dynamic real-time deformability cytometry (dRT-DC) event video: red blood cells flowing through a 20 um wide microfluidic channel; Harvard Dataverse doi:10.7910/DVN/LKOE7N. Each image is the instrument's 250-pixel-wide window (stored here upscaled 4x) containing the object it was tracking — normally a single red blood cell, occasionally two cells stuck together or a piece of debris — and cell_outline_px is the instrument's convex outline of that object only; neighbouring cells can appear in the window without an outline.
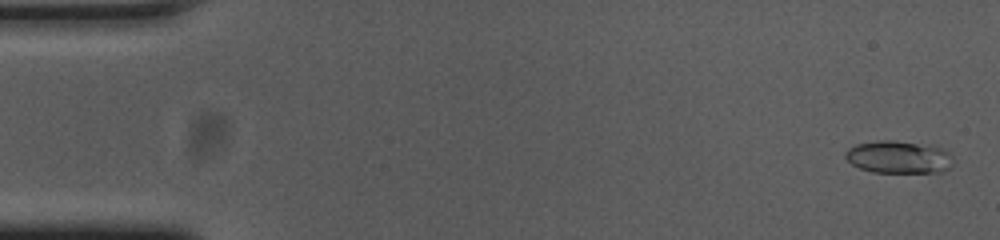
{"species": "common noctule bat (a hibernating species)", "species_latin": "Nyctalus noctula", "temperature_condition": "cold", "stored_images_in_passage": 54, "camera_frame_rate_fps": 3000, "um_per_image_px": 0.085, "animal": {"sex": "female", "body_mass_g": 23.0, "forearm_length_mm": 53.4}, "frame": {"image": 1, "passage_image": 2, "time_ms": 0.333, "image_size_px": [1000, 240], "cell_outline_px": [[952, 164], [948, 168], [940, 172], [872, 172], [860, 168], [852, 164], [844, 156], [844, 152], [848, 148], [856, 144], [876, 140], [892, 140], [932, 144], [944, 148], [952, 156]], "centroid_in_image_um": [76.39, 13.33], "position_along_channel_um": 8.6, "area_um2": 20.75}}
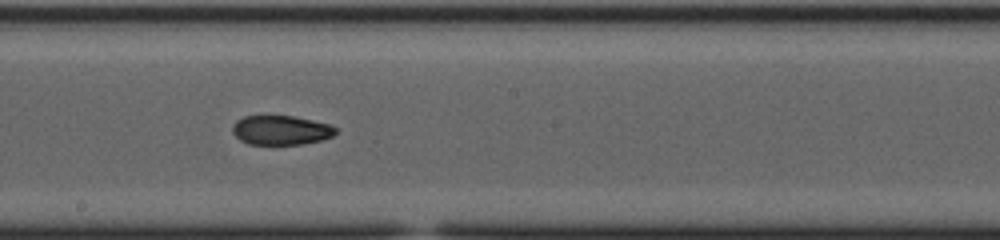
{"frame": {"image": 2, "passage_image": 30, "time_ms": 9.667, "image_size_px": [1000, 240], "cell_outline_px": [[336, 132], [332, 136], [324, 140], [304, 144], [248, 144], [240, 140], [232, 132], [232, 124], [236, 120], [244, 116], [292, 116], [312, 120], [328, 124], [336, 128]], "centroid_in_image_um": [23.86, 11.07], "position_along_channel_um": 224.3, "area_um2": 17.69}}
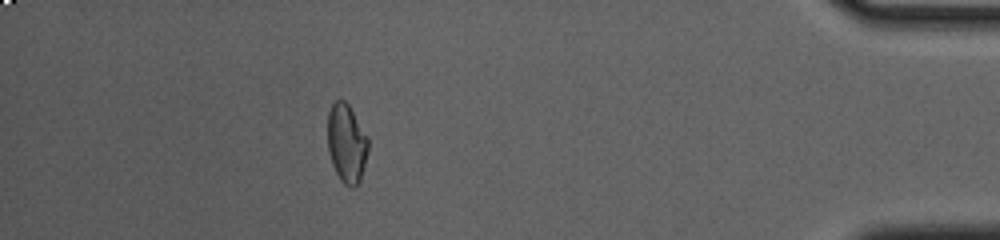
{"frame": {"image": 3, "passage_image": 49, "time_ms": 16.0, "image_size_px": [1000, 240], "cell_outline_px": [[368, 152], [360, 180], [356, 188], [348, 188], [340, 180], [332, 164], [328, 152], [328, 112], [332, 104], [336, 100], [344, 100], [348, 104], [368, 136]], "centroid_in_image_um": [29.46, 12.21], "position_along_channel_um": 405.7, "area_um2": 18.79}, "authors_computed_cell_mechanics": {"area_um2": 18.6983, "velocity_mm_per_s": 3.6965, "shape_relaxation_time_tau1_ms": null, "shape_relaxation_time_tau2_ms": 2.7134, "deformation_change_tau1": null, "deformation_change_tau2": 0.0741}}